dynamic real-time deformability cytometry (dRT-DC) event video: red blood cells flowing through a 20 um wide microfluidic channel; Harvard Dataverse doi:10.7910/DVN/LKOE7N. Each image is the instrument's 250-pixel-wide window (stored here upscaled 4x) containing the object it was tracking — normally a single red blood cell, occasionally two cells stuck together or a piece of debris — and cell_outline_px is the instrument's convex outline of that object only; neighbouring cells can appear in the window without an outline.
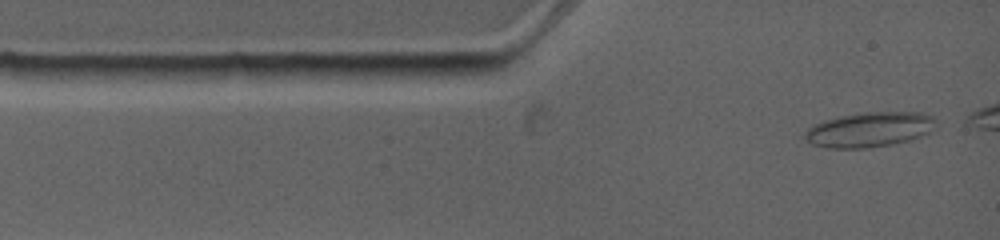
{"species": "common noctule bat (a hibernating species)", "species_latin": "Nyctalus noctula", "temperature_condition": "warm", "stored_images_in_passage": 4, "camera_frame_rate_fps": 4500, "um_per_image_px": 0.085, "animal": {"sex": "female", "body_mass_g": 19.0, "forearm_length_mm": 53.3}, "frame": {"image": 1, "passage_image": 1, "time_ms": 0.0, "image_size_px": [1000, 240], "cell_outline_px": [[936, 120], [928, 132], [908, 140], [888, 144], [864, 148], [828, 148], [812, 144], [804, 136], [804, 132], [808, 128], [824, 120], [840, 116], [864, 112], [920, 112], [932, 116]], "centroid_in_image_um": [73.86, 11.0], "position_along_channel_um": 11.1, "area_um2": 26.13}}